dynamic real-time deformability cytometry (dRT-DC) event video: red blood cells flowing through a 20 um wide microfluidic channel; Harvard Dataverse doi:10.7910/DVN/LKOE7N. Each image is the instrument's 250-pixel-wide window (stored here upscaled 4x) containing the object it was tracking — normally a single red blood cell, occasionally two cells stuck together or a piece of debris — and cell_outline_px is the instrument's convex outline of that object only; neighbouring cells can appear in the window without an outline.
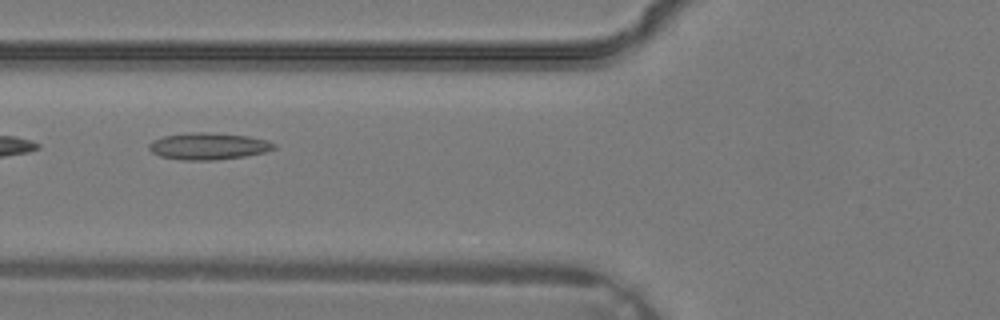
{"species": "common noctule bat (a hibernating species)", "species_latin": "Nyctalus noctula", "temperature_condition": "warm", "stored_images_in_passage": 4, "camera_frame_rate_fps": 3000, "um_per_image_px": 0.085, "animal": {"sex": "male", "body_mass_g": 19.2, "forearm_length_mm": 51.8}, "frame": {"image": 1, "passage_image": 4, "time_ms": 1.0, "image_size_px": [1000, 320], "cell_outline_px": [[276, 148], [264, 152], [244, 156], [216, 160], [180, 160], [160, 156], [152, 152], [148, 148], [148, 144], [152, 140], [164, 136], [188, 132], [204, 132], [248, 136], [268, 140], [276, 144]], "centroid_in_image_um": [17.69, 12.42], "position_along_channel_um": 108.1, "area_um2": 19.59}}